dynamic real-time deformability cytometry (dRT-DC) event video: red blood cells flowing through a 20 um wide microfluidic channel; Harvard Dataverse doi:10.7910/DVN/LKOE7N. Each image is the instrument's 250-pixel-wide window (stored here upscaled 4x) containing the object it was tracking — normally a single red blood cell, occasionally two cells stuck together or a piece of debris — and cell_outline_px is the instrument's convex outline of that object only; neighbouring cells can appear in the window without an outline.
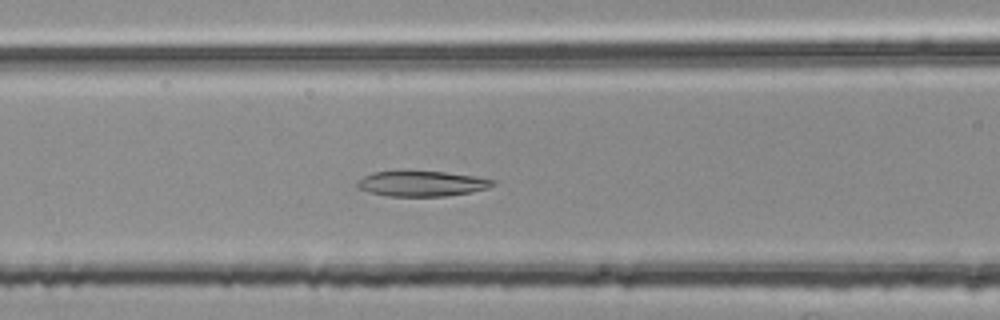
{"species": "common noctule bat (a hibernating species)", "species_latin": "Nyctalus noctula", "temperature_condition": "room temperature", "stored_images_in_passage": 36, "camera_frame_rate_fps": 3000, "um_per_image_px": 0.085, "animal": {"sex": "female", "body_mass_g": 25.1}, "frame": {"image": 1, "passage_image": 12, "time_ms": 3.667, "image_size_px": [1000, 320], "cell_outline_px": [[496, 184], [488, 188], [472, 192], [444, 196], [388, 196], [368, 192], [356, 188], [356, 184], [364, 176], [372, 172], [400, 168], [404, 168], [444, 172], [476, 176], [496, 180]], "centroid_in_image_um": [35.81, 15.56], "position_along_channel_um": 130.8, "area_um2": 20.98}}
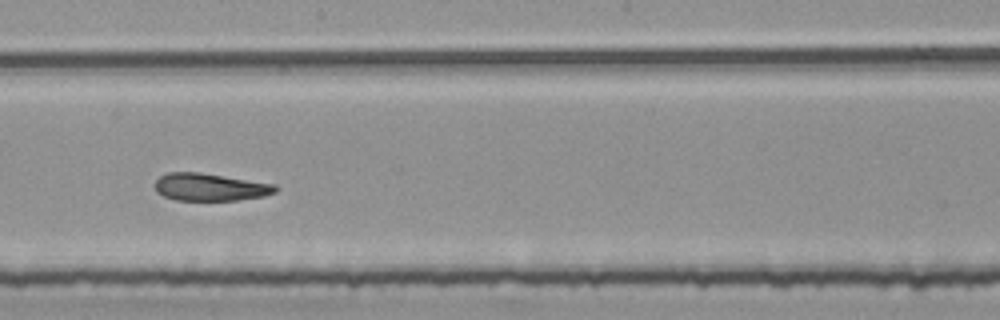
{"frame": {"image": 2, "passage_image": 20, "time_ms": 6.333, "image_size_px": [1000, 320], "cell_outline_px": [[280, 188], [276, 192], [264, 196], [240, 200], [176, 200], [164, 196], [156, 192], [156, 180], [160, 176], [168, 172], [196, 172], [276, 184]], "centroid_in_image_um": [17.89, 15.91], "position_along_channel_um": 230.3, "area_um2": 19.25}}
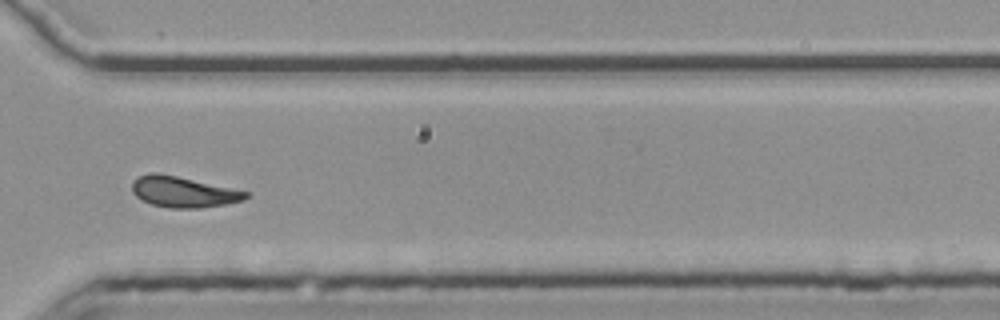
{"frame": {"image": 3, "passage_image": 30, "time_ms": 9.667, "image_size_px": [1000, 320], "cell_outline_px": [[248, 196], [244, 200], [224, 204], [200, 208], [168, 208], [152, 204], [136, 196], [132, 192], [132, 180], [136, 176], [148, 172], [156, 172], [176, 176], [248, 192]], "centroid_in_image_um": [15.51, 16.3], "position_along_channel_um": 355.1, "area_um2": 20.23}, "authors_computed_cell_mechanics": {"area_um2": 20.1433, "velocity_mm_per_s": 3.7427, "shape_relaxation_time_tau1_ms": null, "shape_relaxation_time_tau2_ms": 8.2504, "deformation_change_tau1": null, "deformation_change_tau2": 0.1538}}